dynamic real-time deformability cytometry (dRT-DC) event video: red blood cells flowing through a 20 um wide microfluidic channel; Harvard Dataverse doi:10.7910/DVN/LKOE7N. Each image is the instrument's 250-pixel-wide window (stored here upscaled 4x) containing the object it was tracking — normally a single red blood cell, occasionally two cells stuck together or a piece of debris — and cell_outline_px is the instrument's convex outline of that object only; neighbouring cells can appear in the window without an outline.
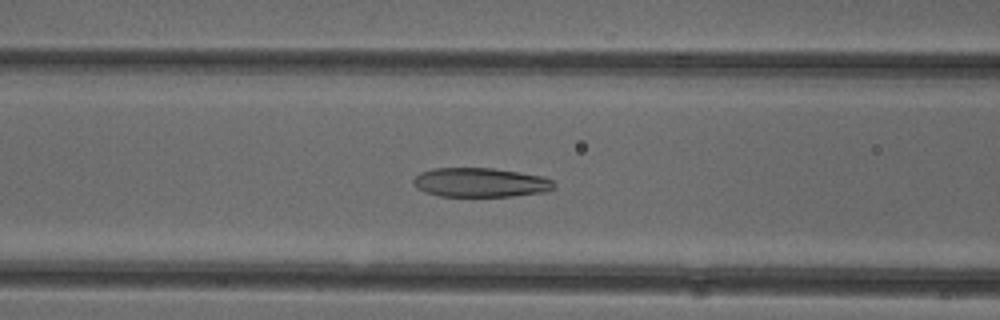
{"species": "common noctule bat (a hibernating species)", "species_latin": "Nyctalus noctula", "temperature_condition": "cold", "stored_images_in_passage": 37, "camera_frame_rate_fps": 3000, "um_per_image_px": 0.085, "animal": {"sex": "female"}, "frame": {"image": 1, "passage_image": 6, "time_ms": 1.667, "image_size_px": [1000, 320], "cell_outline_px": [[556, 188], [548, 192], [512, 196], [440, 196], [424, 192], [416, 188], [412, 184], [412, 180], [420, 172], [432, 168], [492, 168], [520, 172], [540, 176], [552, 180], [556, 184]], "centroid_in_image_um": [40.83, 15.51], "position_along_channel_um": 125.8, "area_um2": 24.22}}
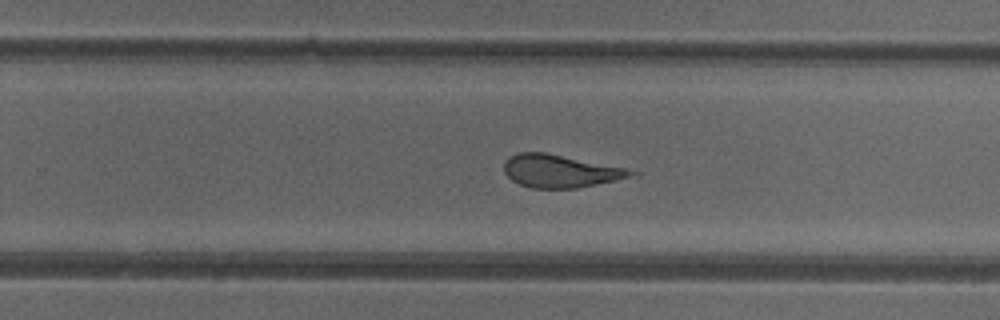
{"frame": {"image": 2, "passage_image": 18, "time_ms": 5.667, "image_size_px": [1000, 320], "cell_outline_px": [[640, 176], [576, 188], [532, 188], [520, 184], [512, 180], [504, 172], [504, 164], [508, 156], [516, 152], [544, 152], [624, 168], [640, 172]], "centroid_in_image_um": [47.65, 14.55], "position_along_channel_um": 282.1, "area_um2": 24.33}}
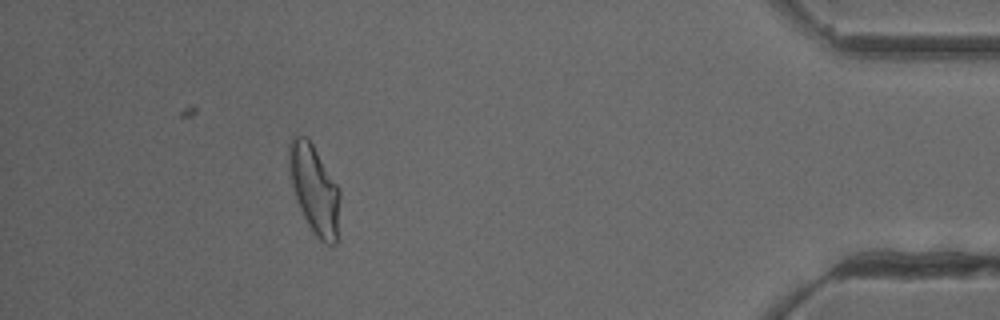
{"frame": {"image": 3, "passage_image": 32, "time_ms": 10.333, "image_size_px": [1000, 320], "cell_outline_px": [[340, 196], [336, 244], [332, 248], [324, 244], [316, 236], [308, 224], [300, 208], [292, 184], [288, 168], [288, 144], [292, 136], [304, 136], [312, 144], [340, 188]], "centroid_in_image_um": [26.73, 16.11], "position_along_channel_um": 408.5, "area_um2": 26.24}}